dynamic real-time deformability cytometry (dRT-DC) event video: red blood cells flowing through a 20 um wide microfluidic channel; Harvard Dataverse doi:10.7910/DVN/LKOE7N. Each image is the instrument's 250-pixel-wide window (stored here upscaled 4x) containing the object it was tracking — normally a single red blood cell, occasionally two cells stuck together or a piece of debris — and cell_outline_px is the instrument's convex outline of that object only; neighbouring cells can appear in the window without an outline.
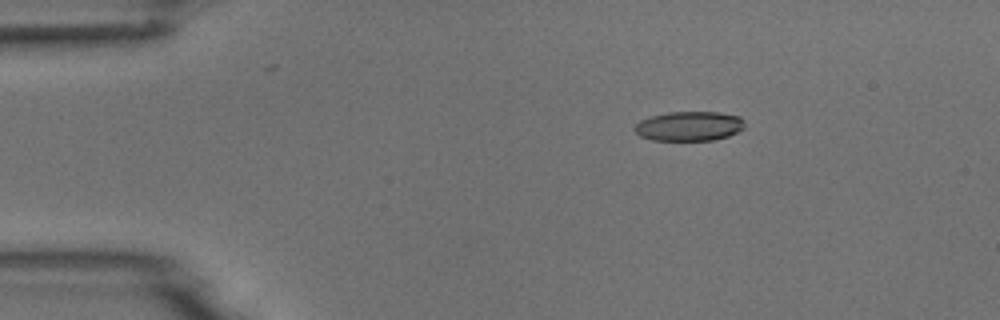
{"species": "common noctule bat (a hibernating species)", "species_latin": "Nyctalus noctula", "temperature_condition": "room temperature", "stored_images_in_passage": 5, "camera_frame_rate_fps": 3000, "um_per_image_px": 0.085, "animal": {"sex": "male", "body_mass_g": 18.8}, "frame": {"image": 1, "passage_image": 3, "time_ms": 2.0, "image_size_px": [1000, 320], "cell_outline_px": [[744, 128], [728, 136], [712, 140], [652, 140], [640, 136], [632, 128], [640, 120], [652, 116], [668, 112], [716, 112], [740, 116], [744, 120]], "centroid_in_image_um": [58.57, 10.72], "position_along_channel_um": 26.4, "area_um2": 18.9}}
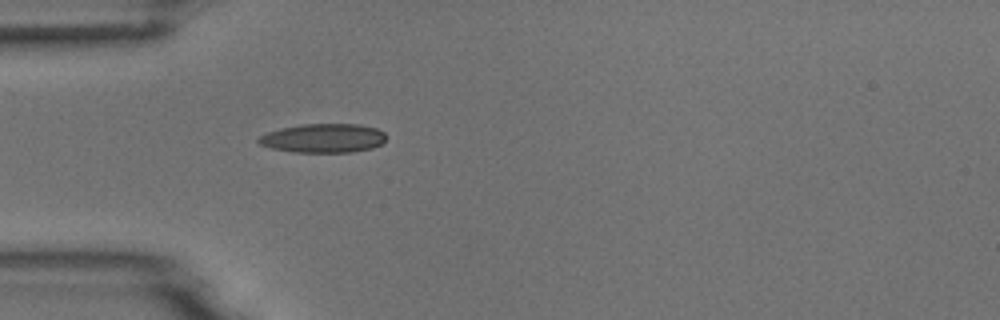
{"frame": {"image": 2, "passage_image": 5, "time_ms": 4.333, "image_size_px": [1000, 320], "cell_outline_px": [[384, 140], [380, 144], [372, 148], [352, 152], [292, 152], [272, 148], [260, 144], [256, 140], [260, 136], [268, 132], [280, 128], [300, 124], [360, 124], [376, 128], [384, 132]], "centroid_in_image_um": [27.46, 11.74], "position_along_channel_um": 57.5, "area_um2": 21.5}}